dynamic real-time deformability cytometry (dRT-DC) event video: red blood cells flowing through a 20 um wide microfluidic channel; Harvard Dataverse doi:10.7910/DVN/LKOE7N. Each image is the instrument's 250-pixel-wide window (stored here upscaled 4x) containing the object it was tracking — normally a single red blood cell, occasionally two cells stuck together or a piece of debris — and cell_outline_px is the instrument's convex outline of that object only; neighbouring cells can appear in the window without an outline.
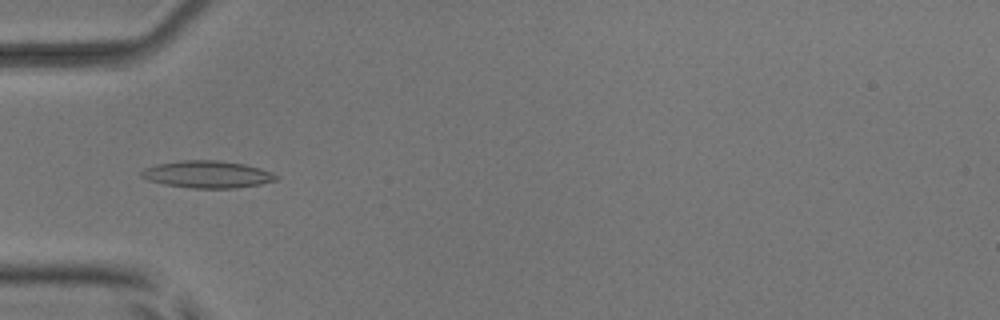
{"species": "common noctule bat (a hibernating species)", "species_latin": "Nyctalus noctula", "temperature_condition": "room temperature", "stored_images_in_passage": 5, "camera_frame_rate_fps": 3000, "um_per_image_px": 0.085, "animal": {"sex": "male", "body_mass_g": 17.9, "forearm_length_mm": 54.2}, "frame": {"image": 1, "passage_image": 2, "time_ms": 1.333, "image_size_px": [1000, 320], "cell_outline_px": [[280, 176], [276, 180], [260, 184], [236, 188], [192, 188], [164, 184], [148, 180], [140, 176], [140, 172], [144, 168], [156, 164], [180, 160], [216, 160], [244, 164], [260, 168], [272, 172]], "centroid_in_image_um": [17.62, 14.82], "position_along_channel_um": 67.4, "area_um2": 21.39}}
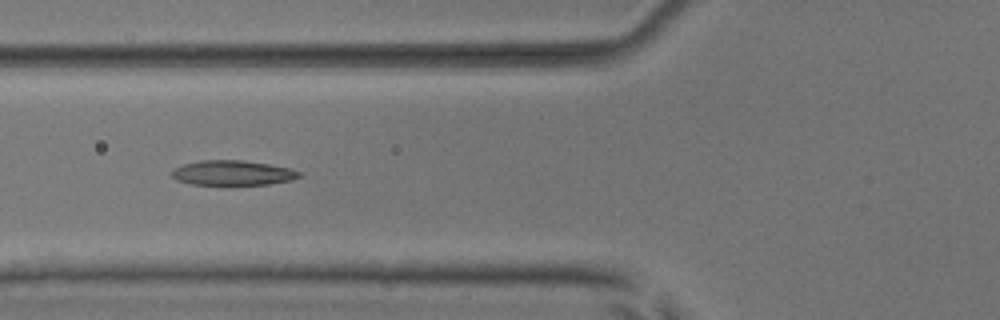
{"frame": {"image": 2, "passage_image": 3, "time_ms": 2.333, "image_size_px": [1000, 320], "cell_outline_px": [[304, 176], [292, 180], [268, 184], [192, 184], [176, 180], [172, 176], [172, 172], [176, 168], [184, 164], [200, 160], [240, 160], [268, 164], [292, 168], [300, 172]], "centroid_in_image_um": [19.83, 14.69], "position_along_channel_um": 106.0, "area_um2": 18.32}}
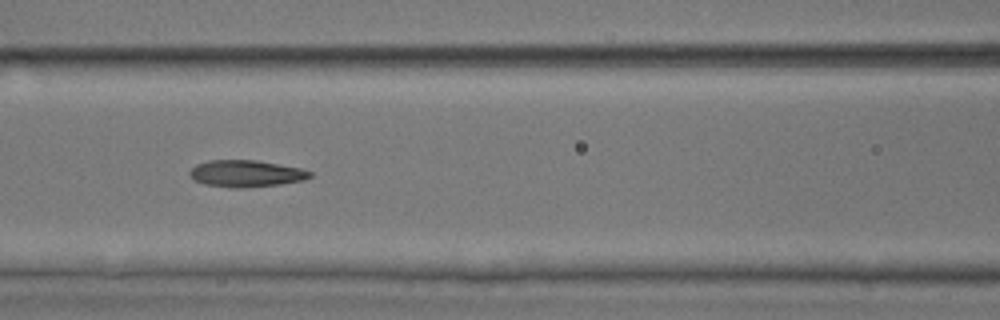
{"frame": {"image": 3, "passage_image": 4, "time_ms": 3.333, "image_size_px": [1000, 320], "cell_outline_px": [[312, 176], [304, 180], [280, 184], [244, 188], [236, 188], [204, 184], [196, 180], [188, 172], [196, 164], [208, 160], [256, 160], [300, 168], [312, 172]], "centroid_in_image_um": [20.92, 14.75], "position_along_channel_um": 145.7, "area_um2": 18.67}}